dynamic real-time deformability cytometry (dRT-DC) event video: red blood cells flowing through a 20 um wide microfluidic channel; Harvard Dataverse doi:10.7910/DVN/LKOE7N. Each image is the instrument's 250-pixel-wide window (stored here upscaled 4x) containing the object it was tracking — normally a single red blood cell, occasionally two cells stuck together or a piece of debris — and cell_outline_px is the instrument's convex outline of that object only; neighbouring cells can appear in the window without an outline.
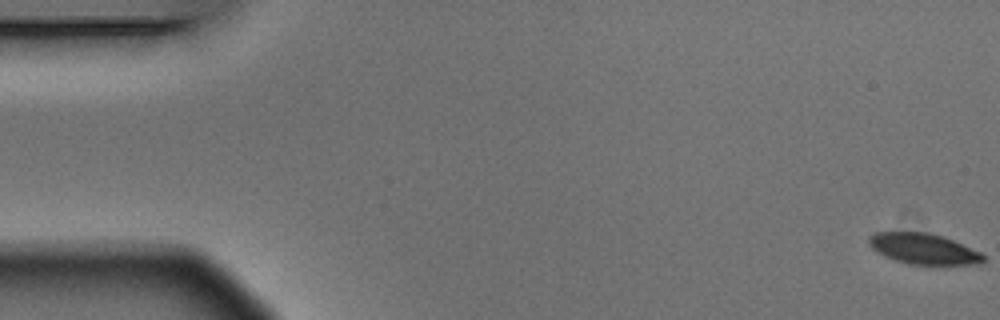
{"species": "Egyptian fruit bat (a non-hibernating species)", "species_latin": "Rousettus aegyptiacus", "temperature_condition": "warm", "stored_images_in_passage": 8, "camera_frame_rate_fps": 3000, "um_per_image_px": 0.085, "animal": {"sex": "male"}, "frame": {"image": 1, "passage_image": 1, "time_ms": 0.0, "image_size_px": [1000, 320], "cell_outline_px": [[984, 260], [980, 264], [908, 264], [884, 256], [876, 252], [868, 244], [868, 236], [876, 232], [928, 232], [952, 240], [980, 252], [984, 256]], "centroid_in_image_um": [78.44, 21.14], "position_along_channel_um": 6.6, "area_um2": 20.29}}
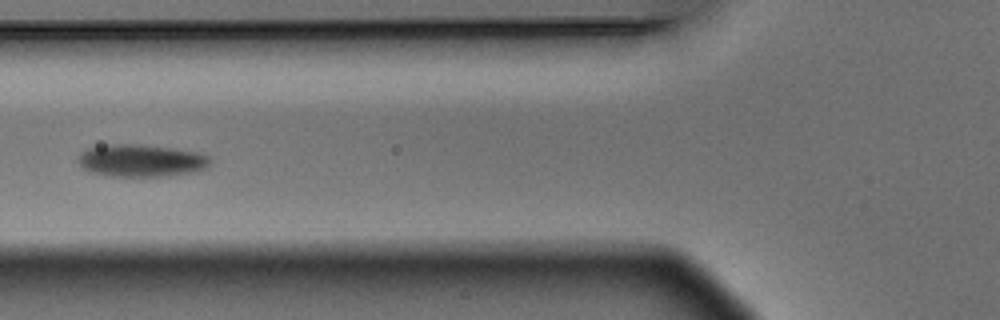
{"frame": {"image": 2, "passage_image": 6, "time_ms": 1.667, "image_size_px": [1000, 320], "cell_outline_px": [[212, 160], [204, 168], [196, 172], [164, 176], [108, 176], [92, 172], [84, 168], [76, 160], [80, 152], [88, 148], [112, 144], [140, 144], [196, 152], [208, 156]], "centroid_in_image_um": [11.97, 13.65], "position_along_channel_um": 113.8, "area_um2": 24.74}}
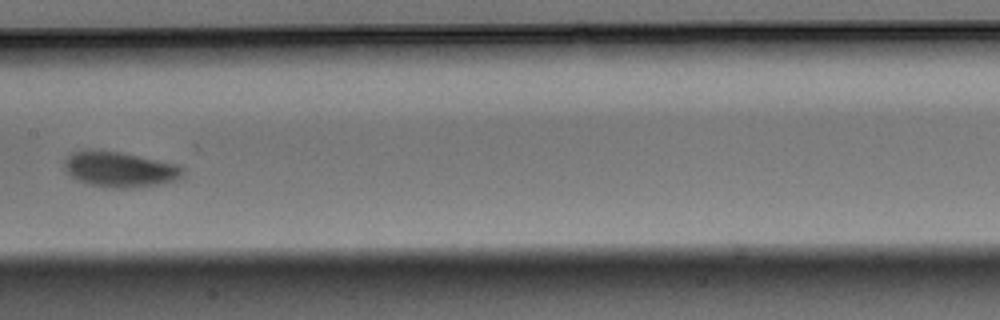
{"frame": {"image": 3, "passage_image": 8, "time_ms": 2.333, "image_size_px": [1000, 320], "cell_outline_px": [[184, 176], [176, 180], [160, 184], [132, 188], [108, 188], [88, 184], [72, 176], [64, 168], [64, 160], [72, 152], [120, 152], [180, 164], [184, 168]], "centroid_in_image_um": [10.27, 14.43], "position_along_channel_um": 197.1, "area_um2": 24.16}}